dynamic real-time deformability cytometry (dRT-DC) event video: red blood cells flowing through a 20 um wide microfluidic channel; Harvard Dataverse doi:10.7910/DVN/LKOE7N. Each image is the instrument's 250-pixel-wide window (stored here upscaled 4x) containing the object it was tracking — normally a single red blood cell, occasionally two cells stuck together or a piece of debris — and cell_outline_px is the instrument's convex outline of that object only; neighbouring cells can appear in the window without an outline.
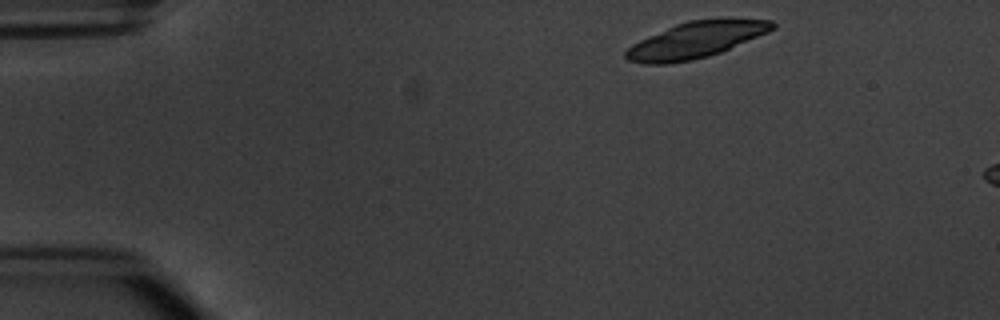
{"species": "common noctule bat (a hibernating species)", "species_latin": "Nyctalus noctula", "temperature_condition": "warm", "stored_images_in_passage": 3, "camera_frame_rate_fps": 3000, "um_per_image_px": 0.085, "animal": {"sex": "male", "body_mass_g": 20.1, "forearm_length_mm": 53.5}, "frame": {"image": 1, "passage_image": 1, "time_ms": 0.0, "image_size_px": [1000, 320], "cell_outline_px": [[776, 28], [768, 32], [720, 52], [708, 56], [692, 60], [668, 64], [644, 64], [628, 60], [624, 56], [624, 52], [632, 44], [648, 36], [676, 24], [688, 20], [772, 20], [776, 24]], "centroid_in_image_um": [59.09, 3.42], "position_along_channel_um": 25.9, "area_um2": 30.23}}